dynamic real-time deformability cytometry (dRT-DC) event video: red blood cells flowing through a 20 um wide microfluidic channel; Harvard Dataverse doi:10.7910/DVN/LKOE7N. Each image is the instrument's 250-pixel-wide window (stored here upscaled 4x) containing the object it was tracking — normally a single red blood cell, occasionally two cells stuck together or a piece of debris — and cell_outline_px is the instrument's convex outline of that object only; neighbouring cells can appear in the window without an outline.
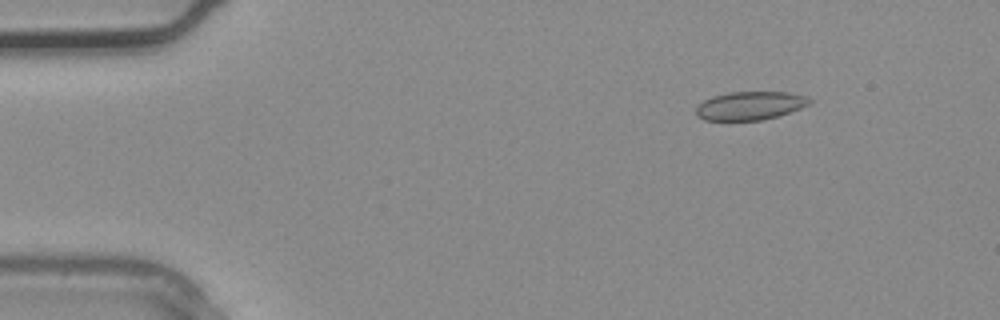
{"species": "common noctule bat (a hibernating species)", "species_latin": "Nyctalus noctula", "temperature_condition": "warm", "stored_images_in_passage": 4, "segment_of_instrument_passage": [1, 2], "camera_frame_rate_fps": 3000, "um_per_image_px": 0.085, "animal": {"sex": "male", "body_mass_g": 20.4}, "frame": {"image": 1, "passage_image": 2, "time_ms": 0.333, "image_size_px": [1000, 320], "cell_outline_px": [[812, 100], [808, 104], [800, 108], [764, 120], [704, 120], [696, 116], [696, 108], [704, 100], [712, 96], [728, 92], [788, 92], [808, 96]], "centroid_in_image_um": [63.74, 8.98], "position_along_channel_um": 21.3, "area_um2": 18.73}}
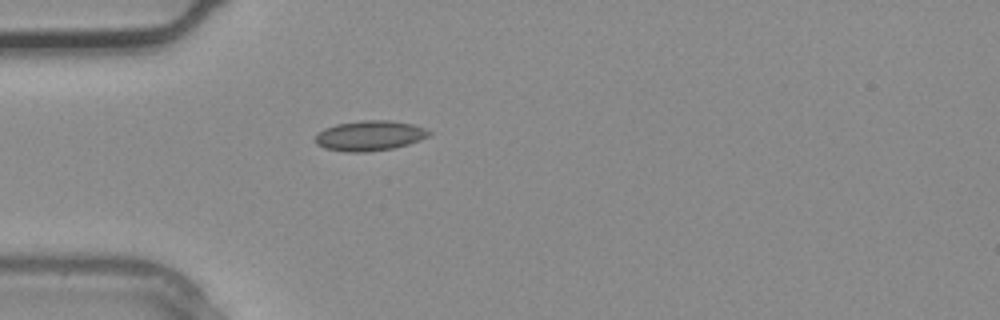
{"frame": {"image": 2, "passage_image": 3, "time_ms": 0.667, "image_size_px": [1000, 320], "cell_outline_px": [[432, 132], [428, 136], [420, 140], [408, 144], [392, 148], [368, 152], [344, 152], [324, 148], [316, 144], [316, 136], [324, 128], [336, 124], [364, 120], [388, 120], [412, 124], [424, 128]], "centroid_in_image_um": [31.41, 11.54], "position_along_channel_um": 53.6, "area_um2": 19.88}}